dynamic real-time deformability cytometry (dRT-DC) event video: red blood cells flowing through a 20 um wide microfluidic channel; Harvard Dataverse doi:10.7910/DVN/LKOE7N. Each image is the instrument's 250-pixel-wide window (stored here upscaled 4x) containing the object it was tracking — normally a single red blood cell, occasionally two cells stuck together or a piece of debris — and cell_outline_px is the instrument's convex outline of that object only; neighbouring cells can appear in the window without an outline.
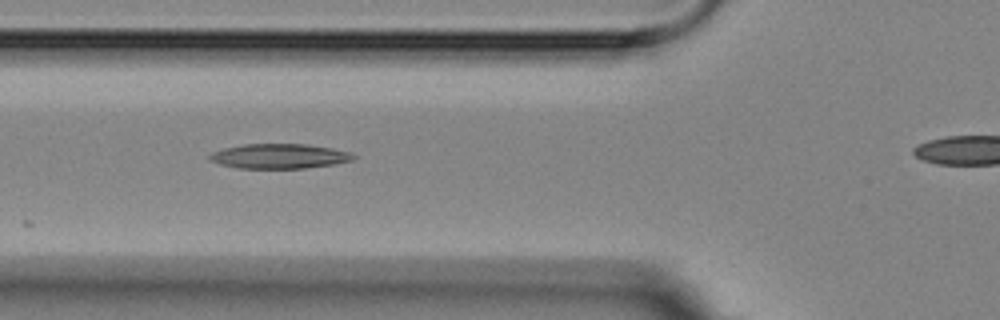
{"species": "Egyptian fruit bat (a non-hibernating species)", "species_latin": "Rousettus aegyptiacus", "temperature_condition": "room temperature", "stored_images_in_passage": 12, "camera_frame_rate_fps": 3000, "um_per_image_px": 0.085, "animal": {"sex": "female"}, "frame": {"image": 1, "passage_image": 6, "time_ms": 6.333, "image_size_px": [1000, 320], "cell_outline_px": [[356, 156], [352, 160], [336, 164], [304, 168], [240, 168], [220, 164], [208, 160], [208, 156], [212, 152], [224, 148], [244, 144], [308, 144], [332, 148], [348, 152]], "centroid_in_image_um": [23.73, 13.27], "position_along_channel_um": 102.1, "area_um2": 20.69}}
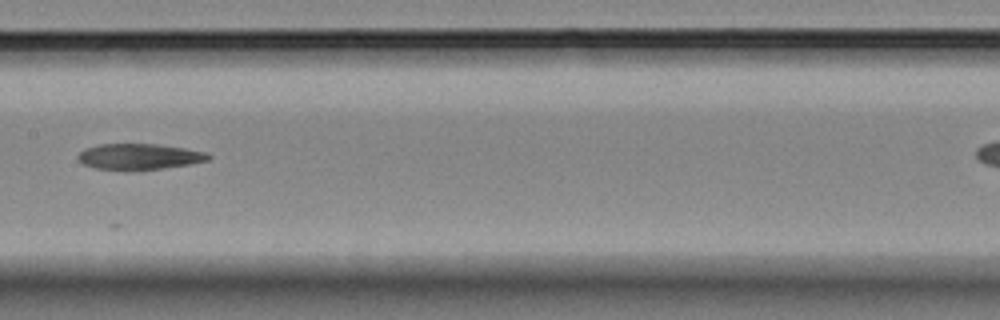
{"frame": {"image": 2, "passage_image": 8, "time_ms": 9.0, "image_size_px": [1000, 320], "cell_outline_px": [[212, 156], [208, 160], [188, 164], [164, 168], [96, 168], [84, 164], [76, 156], [84, 148], [100, 144], [156, 144], [184, 148], [208, 152]], "centroid_in_image_um": [11.86, 13.27], "position_along_channel_um": 195.5, "area_um2": 19.02}}
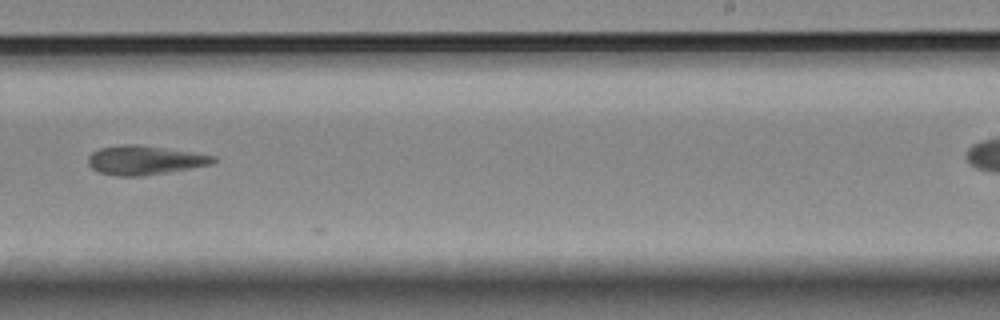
{"frame": {"image": 3, "passage_image": 10, "time_ms": 11.333, "image_size_px": [1000, 320], "cell_outline_px": [[216, 160], [212, 164], [168, 172], [144, 176], [116, 176], [96, 172], [88, 164], [88, 156], [92, 152], [100, 148], [124, 144], [136, 144], [192, 152], [216, 156]], "centroid_in_image_um": [12.26, 13.62], "position_along_channel_um": 276.7, "area_um2": 21.21}}